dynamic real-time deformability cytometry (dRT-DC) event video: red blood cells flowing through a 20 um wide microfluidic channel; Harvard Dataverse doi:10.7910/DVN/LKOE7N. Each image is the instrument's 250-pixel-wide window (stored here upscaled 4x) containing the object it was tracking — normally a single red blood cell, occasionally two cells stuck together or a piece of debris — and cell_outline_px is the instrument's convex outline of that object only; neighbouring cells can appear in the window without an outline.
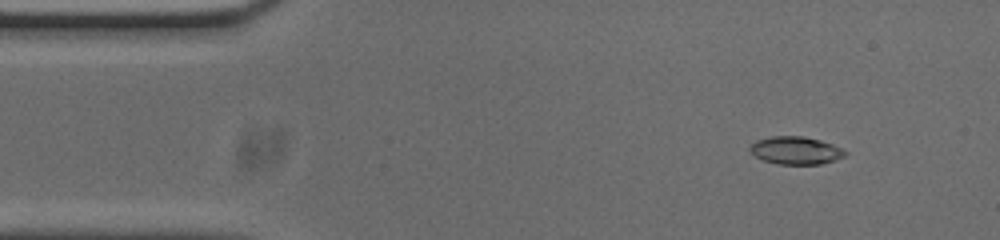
{"species": "common noctule bat (a hibernating species)", "species_latin": "Nyctalus noctula", "temperature_condition": "cold", "stored_images_in_passage": 53, "camera_frame_rate_fps": 3000, "um_per_image_px": 0.085, "animal": {"sex": "male", "body_mass_g": 20.0, "forearm_length_mm": 53.3}, "frame": {"image": 1, "passage_image": 5, "time_ms": 1.333, "image_size_px": [1000, 240], "cell_outline_px": [[848, 152], [844, 156], [836, 160], [820, 164], [776, 164], [764, 160], [756, 156], [748, 148], [756, 140], [772, 136], [804, 136], [820, 140], [844, 148]], "centroid_in_image_um": [67.67, 12.78], "position_along_channel_um": 17.3, "area_um2": 15.43}}
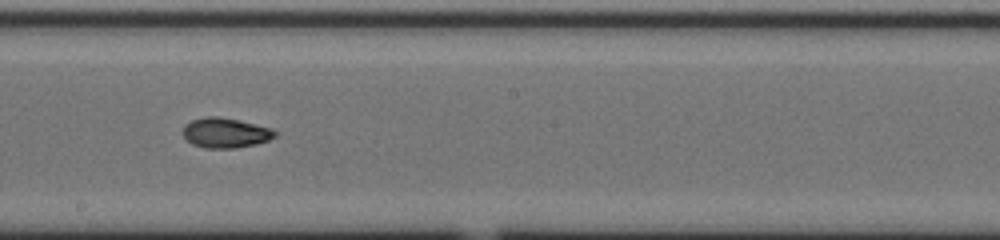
{"frame": {"image": 2, "passage_image": 28, "time_ms": 9.0, "image_size_px": [1000, 240], "cell_outline_px": [[280, 132], [276, 136], [268, 140], [256, 144], [236, 148], [204, 148], [192, 144], [184, 136], [184, 124], [192, 120], [208, 116], [216, 116], [240, 120], [272, 128]], "centroid_in_image_um": [19.21, 11.29], "position_along_channel_um": 229.0, "area_um2": 16.18}}
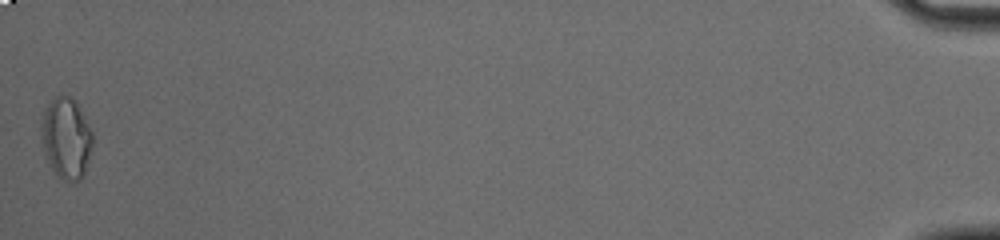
{"frame": {"image": 3, "passage_image": 53, "time_ms": 17.333, "image_size_px": [1000, 240], "cell_outline_px": [[92, 144], [88, 160], [84, 172], [80, 180], [72, 184], [64, 180], [48, 164], [44, 156], [40, 136], [40, 124], [44, 108], [52, 96], [60, 92], [72, 96], [76, 100], [92, 132]], "centroid_in_image_um": [5.58, 11.67], "position_along_channel_um": 429.6, "area_um2": 24.97}, "authors_computed_cell_mechanics": {"area_um2": 15.9528, "velocity_mm_per_s": 3.7187, "shape_relaxation_time_tau1_ms": 5.6748, "shape_relaxation_time_tau2_ms": 2.3444, "deformation_change_tau1": 0.1819, "deformation_change_tau2": 0.0693}}